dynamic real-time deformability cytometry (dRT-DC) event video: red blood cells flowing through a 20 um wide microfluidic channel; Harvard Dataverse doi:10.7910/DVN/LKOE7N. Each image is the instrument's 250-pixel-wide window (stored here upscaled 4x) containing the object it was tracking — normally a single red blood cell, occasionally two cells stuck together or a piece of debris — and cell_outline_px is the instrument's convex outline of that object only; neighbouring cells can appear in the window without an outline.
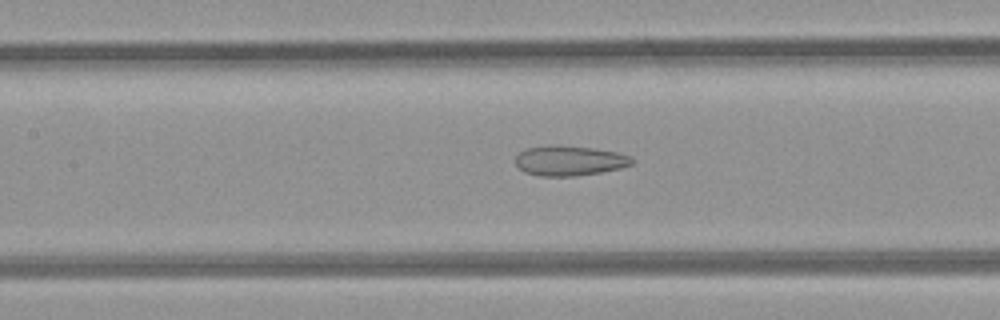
{"species": "common noctule bat (a hibernating species)", "species_latin": "Nyctalus noctula", "temperature_condition": "room temperature", "stored_images_in_passage": 45, "camera_frame_rate_fps": 3000, "um_per_image_px": 0.085, "animal": {"sex": "female", "body_mass_g": 21.9}, "frame": {"image": 1, "passage_image": 19, "time_ms": 6.0, "image_size_px": [1000, 320], "cell_outline_px": [[632, 164], [620, 168], [600, 172], [576, 176], [540, 176], [524, 172], [516, 164], [516, 156], [524, 148], [544, 144], [556, 144], [596, 148], [616, 152], [632, 156]], "centroid_in_image_um": [48.37, 13.63], "position_along_channel_um": 159.0, "area_um2": 20.69}}
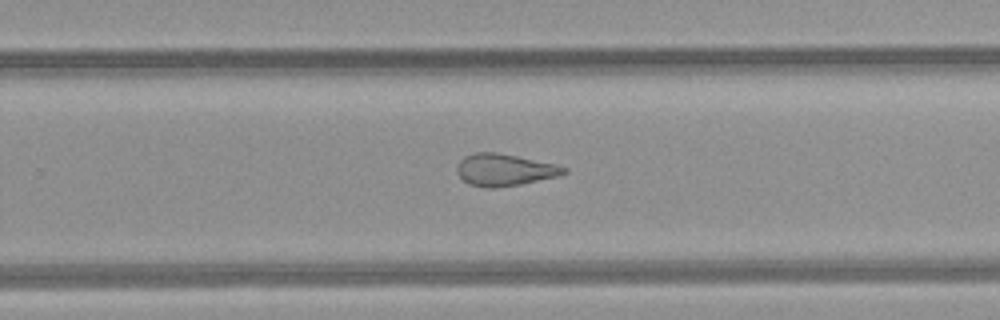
{"frame": {"image": 2, "passage_image": 28, "time_ms": 9.0, "image_size_px": [1000, 320], "cell_outline_px": [[568, 172], [556, 176], [520, 184], [492, 188], [484, 188], [468, 184], [456, 172], [456, 164], [464, 156], [476, 152], [496, 152], [556, 164], [568, 168]], "centroid_in_image_um": [42.84, 14.43], "position_along_channel_um": 287.0, "area_um2": 19.88}}
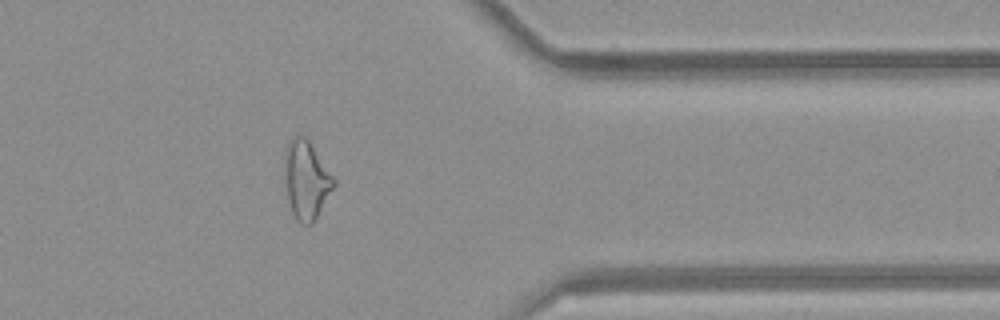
{"frame": {"image": 3, "passage_image": 36, "time_ms": 11.667, "image_size_px": [1000, 320], "cell_outline_px": [[336, 184], [312, 224], [300, 224], [296, 220], [292, 212], [288, 200], [284, 176], [284, 152], [292, 136], [304, 136], [308, 140], [336, 180]], "centroid_in_image_um": [26.01, 15.3], "position_along_channel_um": 385.4, "area_um2": 22.37}, "authors_computed_cell_mechanics": {"area_um2": 23.6402, "velocity_mm_per_s": 4.2789, "shape_relaxation_time_tau1_ms": null, "shape_relaxation_time_tau2_ms": 2.9004, "deformation_change_tau1": null, "deformation_change_tau2": 0.1282}}